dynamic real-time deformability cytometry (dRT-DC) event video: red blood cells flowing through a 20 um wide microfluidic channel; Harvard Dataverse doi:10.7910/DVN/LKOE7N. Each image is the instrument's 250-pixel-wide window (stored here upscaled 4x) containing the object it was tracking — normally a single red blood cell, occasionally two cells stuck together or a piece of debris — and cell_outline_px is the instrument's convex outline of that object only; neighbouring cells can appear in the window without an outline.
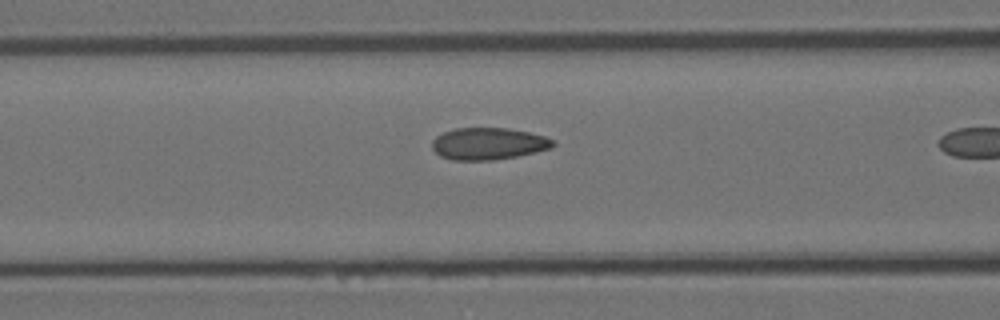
{"species": "Egyptian fruit bat (a non-hibernating species)", "species_latin": "Rousettus aegyptiacus", "temperature_condition": "room temperature", "stored_images_in_passage": 9, "camera_frame_rate_fps": 3000, "um_per_image_px": 0.085, "animal": {"sex": "female"}, "frame": {"image": 1, "passage_image": 8, "time_ms": 2.333, "image_size_px": [1000, 320], "cell_outline_px": [[556, 144], [552, 148], [536, 152], [516, 156], [492, 160], [452, 160], [440, 156], [432, 148], [432, 140], [436, 136], [444, 132], [456, 128], [508, 128], [528, 132], [544, 136], [556, 140]], "centroid_in_image_um": [41.53, 12.21], "position_along_channel_um": 125.1, "area_um2": 22.6}}